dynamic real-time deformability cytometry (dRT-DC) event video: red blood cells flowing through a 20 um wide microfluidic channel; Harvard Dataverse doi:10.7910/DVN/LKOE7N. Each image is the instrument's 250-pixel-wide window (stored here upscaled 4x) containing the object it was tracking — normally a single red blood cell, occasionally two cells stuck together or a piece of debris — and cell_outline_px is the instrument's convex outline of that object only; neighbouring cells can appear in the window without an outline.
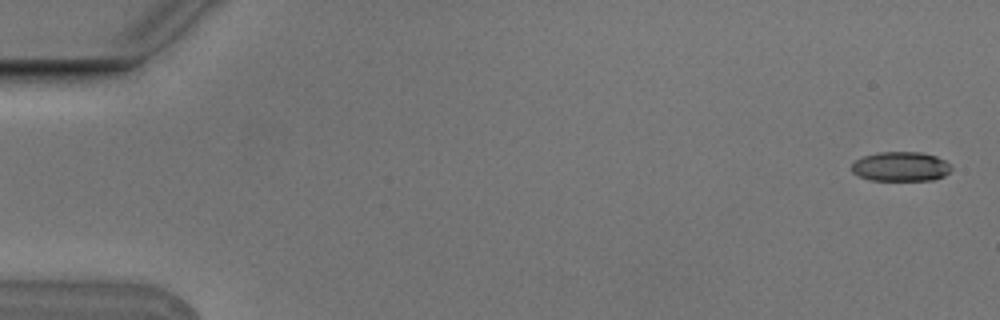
{"species": "Egyptian fruit bat (a non-hibernating species)", "species_latin": "Rousettus aegyptiacus", "temperature_condition": "cold", "stored_images_in_passage": 5, "camera_frame_rate_fps": 3000, "um_per_image_px": 0.085, "animal": {"sex": "male"}, "frame": {"image": 1, "passage_image": 1, "time_ms": 0.0, "image_size_px": [1000, 320], "cell_outline_px": [[952, 168], [944, 176], [932, 180], [868, 180], [852, 172], [852, 164], [856, 160], [864, 156], [876, 152], [920, 152], [936, 156], [944, 160]], "centroid_in_image_um": [76.54, 14.15], "position_along_channel_um": 8.5, "area_um2": 17.05}}
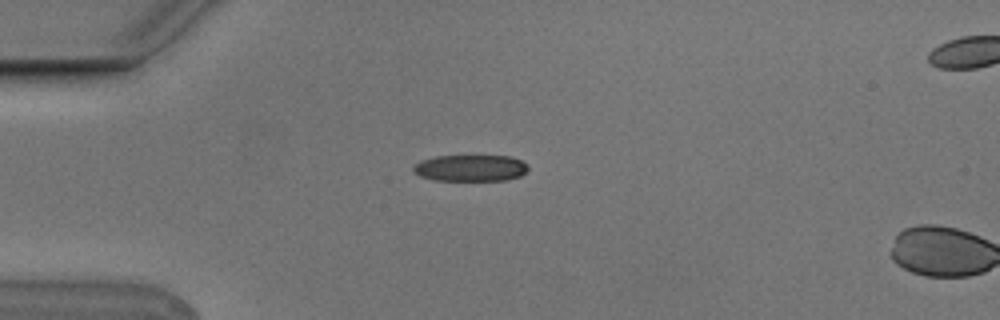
{"frame": {"image": 2, "passage_image": 4, "time_ms": 1.0, "image_size_px": [1000, 320], "cell_outline_px": [[528, 168], [520, 176], [504, 180], [432, 180], [420, 176], [412, 172], [412, 164], [420, 160], [436, 156], [512, 156], [528, 164]], "centroid_in_image_um": [39.93, 14.27], "position_along_channel_um": 45.1, "area_um2": 17.86}}